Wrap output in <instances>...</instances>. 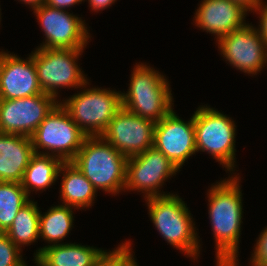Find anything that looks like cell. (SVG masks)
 Masks as SVG:
<instances>
[{"mask_svg":"<svg viewBox=\"0 0 267 266\" xmlns=\"http://www.w3.org/2000/svg\"><path fill=\"white\" fill-rule=\"evenodd\" d=\"M196 152H207L219 162L229 174L235 164L236 124L232 118L224 115L215 108L201 105L193 114Z\"/></svg>","mask_w":267,"mask_h":266,"instance_id":"5b68a950","label":"cell"},{"mask_svg":"<svg viewBox=\"0 0 267 266\" xmlns=\"http://www.w3.org/2000/svg\"><path fill=\"white\" fill-rule=\"evenodd\" d=\"M251 266H267V227H265L254 246L250 258Z\"/></svg>","mask_w":267,"mask_h":266,"instance_id":"484cf974","label":"cell"},{"mask_svg":"<svg viewBox=\"0 0 267 266\" xmlns=\"http://www.w3.org/2000/svg\"><path fill=\"white\" fill-rule=\"evenodd\" d=\"M87 85L89 82L85 83L81 92L59 103L86 136H101L122 108V92L101 87L89 89Z\"/></svg>","mask_w":267,"mask_h":266,"instance_id":"8992f818","label":"cell"},{"mask_svg":"<svg viewBox=\"0 0 267 266\" xmlns=\"http://www.w3.org/2000/svg\"><path fill=\"white\" fill-rule=\"evenodd\" d=\"M127 157L101 136H87L71 163L98 191L112 195L124 191Z\"/></svg>","mask_w":267,"mask_h":266,"instance_id":"3957f363","label":"cell"},{"mask_svg":"<svg viewBox=\"0 0 267 266\" xmlns=\"http://www.w3.org/2000/svg\"><path fill=\"white\" fill-rule=\"evenodd\" d=\"M128 266H139L135 259Z\"/></svg>","mask_w":267,"mask_h":266,"instance_id":"d6a6232c","label":"cell"},{"mask_svg":"<svg viewBox=\"0 0 267 266\" xmlns=\"http://www.w3.org/2000/svg\"><path fill=\"white\" fill-rule=\"evenodd\" d=\"M155 122L123 107L109 122L101 137L127 158L153 147Z\"/></svg>","mask_w":267,"mask_h":266,"instance_id":"4fadbf2b","label":"cell"},{"mask_svg":"<svg viewBox=\"0 0 267 266\" xmlns=\"http://www.w3.org/2000/svg\"><path fill=\"white\" fill-rule=\"evenodd\" d=\"M34 261H35L34 263H36V266H39L38 262H37V259L34 258ZM22 266H27L26 262Z\"/></svg>","mask_w":267,"mask_h":266,"instance_id":"836d02e7","label":"cell"},{"mask_svg":"<svg viewBox=\"0 0 267 266\" xmlns=\"http://www.w3.org/2000/svg\"><path fill=\"white\" fill-rule=\"evenodd\" d=\"M216 43L226 62L245 74L257 75L267 64V44L251 24L220 37Z\"/></svg>","mask_w":267,"mask_h":266,"instance_id":"8fae6325","label":"cell"},{"mask_svg":"<svg viewBox=\"0 0 267 266\" xmlns=\"http://www.w3.org/2000/svg\"><path fill=\"white\" fill-rule=\"evenodd\" d=\"M194 18L195 26L215 35L216 41L246 24L249 13L239 3L232 0H201Z\"/></svg>","mask_w":267,"mask_h":266,"instance_id":"2e32d148","label":"cell"},{"mask_svg":"<svg viewBox=\"0 0 267 266\" xmlns=\"http://www.w3.org/2000/svg\"><path fill=\"white\" fill-rule=\"evenodd\" d=\"M179 171L161 151L151 147L127 158L124 192L138 191L144 194L145 199L172 194L161 192L160 187Z\"/></svg>","mask_w":267,"mask_h":266,"instance_id":"9c48e42d","label":"cell"},{"mask_svg":"<svg viewBox=\"0 0 267 266\" xmlns=\"http://www.w3.org/2000/svg\"><path fill=\"white\" fill-rule=\"evenodd\" d=\"M21 253L9 237L0 232V266H22L25 261Z\"/></svg>","mask_w":267,"mask_h":266,"instance_id":"d4e9b609","label":"cell"},{"mask_svg":"<svg viewBox=\"0 0 267 266\" xmlns=\"http://www.w3.org/2000/svg\"><path fill=\"white\" fill-rule=\"evenodd\" d=\"M32 10L45 35V41L38 48H86L91 37L85 20L68 10L54 8L47 4H42Z\"/></svg>","mask_w":267,"mask_h":266,"instance_id":"30bf717a","label":"cell"},{"mask_svg":"<svg viewBox=\"0 0 267 266\" xmlns=\"http://www.w3.org/2000/svg\"><path fill=\"white\" fill-rule=\"evenodd\" d=\"M145 201L149 217L162 238L173 248L197 260L201 250L200 240L193 216L182 198L172 193Z\"/></svg>","mask_w":267,"mask_h":266,"instance_id":"7a4b0ae2","label":"cell"},{"mask_svg":"<svg viewBox=\"0 0 267 266\" xmlns=\"http://www.w3.org/2000/svg\"><path fill=\"white\" fill-rule=\"evenodd\" d=\"M61 100L46 93L0 99V133L31 136Z\"/></svg>","mask_w":267,"mask_h":266,"instance_id":"7c38bea8","label":"cell"},{"mask_svg":"<svg viewBox=\"0 0 267 266\" xmlns=\"http://www.w3.org/2000/svg\"><path fill=\"white\" fill-rule=\"evenodd\" d=\"M33 154L29 136L0 133V181L20 183Z\"/></svg>","mask_w":267,"mask_h":266,"instance_id":"e0dca14e","label":"cell"},{"mask_svg":"<svg viewBox=\"0 0 267 266\" xmlns=\"http://www.w3.org/2000/svg\"><path fill=\"white\" fill-rule=\"evenodd\" d=\"M18 1H21V3L24 2L22 4L29 5V7L31 6L32 9L39 7L45 2V0H18Z\"/></svg>","mask_w":267,"mask_h":266,"instance_id":"4dcf8cb0","label":"cell"},{"mask_svg":"<svg viewBox=\"0 0 267 266\" xmlns=\"http://www.w3.org/2000/svg\"><path fill=\"white\" fill-rule=\"evenodd\" d=\"M34 64V51L22 59L0 51V99H18L42 94Z\"/></svg>","mask_w":267,"mask_h":266,"instance_id":"9a60e30c","label":"cell"},{"mask_svg":"<svg viewBox=\"0 0 267 266\" xmlns=\"http://www.w3.org/2000/svg\"><path fill=\"white\" fill-rule=\"evenodd\" d=\"M40 208L37 202L29 200L17 213L12 225L5 232L20 249L40 239Z\"/></svg>","mask_w":267,"mask_h":266,"instance_id":"44dd1931","label":"cell"},{"mask_svg":"<svg viewBox=\"0 0 267 266\" xmlns=\"http://www.w3.org/2000/svg\"><path fill=\"white\" fill-rule=\"evenodd\" d=\"M63 163L58 157L34 153L20 182L27 195L30 197L31 191H45L54 185Z\"/></svg>","mask_w":267,"mask_h":266,"instance_id":"ffe728a7","label":"cell"},{"mask_svg":"<svg viewBox=\"0 0 267 266\" xmlns=\"http://www.w3.org/2000/svg\"><path fill=\"white\" fill-rule=\"evenodd\" d=\"M62 174L60 200L62 204L77 209L93 206L97 190L93 184L71 162H64L58 173Z\"/></svg>","mask_w":267,"mask_h":266,"instance_id":"d6986e66","label":"cell"},{"mask_svg":"<svg viewBox=\"0 0 267 266\" xmlns=\"http://www.w3.org/2000/svg\"><path fill=\"white\" fill-rule=\"evenodd\" d=\"M228 178L212 184L208 189V214L215 239L216 262H236L243 223L242 191L240 176Z\"/></svg>","mask_w":267,"mask_h":266,"instance_id":"6da1fadb","label":"cell"},{"mask_svg":"<svg viewBox=\"0 0 267 266\" xmlns=\"http://www.w3.org/2000/svg\"><path fill=\"white\" fill-rule=\"evenodd\" d=\"M131 245L130 241H125L112 251L104 250L92 266H128L135 259Z\"/></svg>","mask_w":267,"mask_h":266,"instance_id":"cb8c5ba5","label":"cell"},{"mask_svg":"<svg viewBox=\"0 0 267 266\" xmlns=\"http://www.w3.org/2000/svg\"><path fill=\"white\" fill-rule=\"evenodd\" d=\"M84 0H45L44 4H47L51 7L66 10L67 8H71L73 5H78Z\"/></svg>","mask_w":267,"mask_h":266,"instance_id":"83f0119b","label":"cell"},{"mask_svg":"<svg viewBox=\"0 0 267 266\" xmlns=\"http://www.w3.org/2000/svg\"><path fill=\"white\" fill-rule=\"evenodd\" d=\"M216 266H238L236 262H230V263H217Z\"/></svg>","mask_w":267,"mask_h":266,"instance_id":"1f68e13d","label":"cell"},{"mask_svg":"<svg viewBox=\"0 0 267 266\" xmlns=\"http://www.w3.org/2000/svg\"><path fill=\"white\" fill-rule=\"evenodd\" d=\"M73 209L76 208L59 204L50 207L44 214L40 211V237L49 243L47 246L61 244L68 236L71 227H74Z\"/></svg>","mask_w":267,"mask_h":266,"instance_id":"7402d4cb","label":"cell"},{"mask_svg":"<svg viewBox=\"0 0 267 266\" xmlns=\"http://www.w3.org/2000/svg\"><path fill=\"white\" fill-rule=\"evenodd\" d=\"M128 88L121 93L122 107L137 116L156 123L174 109L168 79L148 64L136 63Z\"/></svg>","mask_w":267,"mask_h":266,"instance_id":"277c9868","label":"cell"},{"mask_svg":"<svg viewBox=\"0 0 267 266\" xmlns=\"http://www.w3.org/2000/svg\"><path fill=\"white\" fill-rule=\"evenodd\" d=\"M84 49L37 48L34 50V64L43 93L58 99V90L61 88H84L88 78L77 62Z\"/></svg>","mask_w":267,"mask_h":266,"instance_id":"ba28073f","label":"cell"},{"mask_svg":"<svg viewBox=\"0 0 267 266\" xmlns=\"http://www.w3.org/2000/svg\"><path fill=\"white\" fill-rule=\"evenodd\" d=\"M29 200L21 183L0 181V232L9 229L18 211Z\"/></svg>","mask_w":267,"mask_h":266,"instance_id":"603a6c76","label":"cell"},{"mask_svg":"<svg viewBox=\"0 0 267 266\" xmlns=\"http://www.w3.org/2000/svg\"><path fill=\"white\" fill-rule=\"evenodd\" d=\"M153 147L161 151L180 170L190 156L196 153L193 115L188 121L181 119L172 109L155 123Z\"/></svg>","mask_w":267,"mask_h":266,"instance_id":"5bb4252c","label":"cell"},{"mask_svg":"<svg viewBox=\"0 0 267 266\" xmlns=\"http://www.w3.org/2000/svg\"><path fill=\"white\" fill-rule=\"evenodd\" d=\"M104 250L74 243L40 247L34 253L39 266H92Z\"/></svg>","mask_w":267,"mask_h":266,"instance_id":"ac0fdd59","label":"cell"},{"mask_svg":"<svg viewBox=\"0 0 267 266\" xmlns=\"http://www.w3.org/2000/svg\"><path fill=\"white\" fill-rule=\"evenodd\" d=\"M86 137L60 103L30 136L34 153L52 155L63 162L75 158Z\"/></svg>","mask_w":267,"mask_h":266,"instance_id":"52a82bcc","label":"cell"},{"mask_svg":"<svg viewBox=\"0 0 267 266\" xmlns=\"http://www.w3.org/2000/svg\"><path fill=\"white\" fill-rule=\"evenodd\" d=\"M242 5L245 9L252 13L263 0H232Z\"/></svg>","mask_w":267,"mask_h":266,"instance_id":"f546056e","label":"cell"},{"mask_svg":"<svg viewBox=\"0 0 267 266\" xmlns=\"http://www.w3.org/2000/svg\"><path fill=\"white\" fill-rule=\"evenodd\" d=\"M115 1L117 0H88V3L92 11L99 13V11H103L106 8L110 7L111 4L115 3Z\"/></svg>","mask_w":267,"mask_h":266,"instance_id":"f1b7e54d","label":"cell"},{"mask_svg":"<svg viewBox=\"0 0 267 266\" xmlns=\"http://www.w3.org/2000/svg\"><path fill=\"white\" fill-rule=\"evenodd\" d=\"M253 13H257L259 17V27L256 28L263 38V41L267 44V3L266 2H261L259 6L252 11Z\"/></svg>","mask_w":267,"mask_h":266,"instance_id":"4316f807","label":"cell"}]
</instances>
